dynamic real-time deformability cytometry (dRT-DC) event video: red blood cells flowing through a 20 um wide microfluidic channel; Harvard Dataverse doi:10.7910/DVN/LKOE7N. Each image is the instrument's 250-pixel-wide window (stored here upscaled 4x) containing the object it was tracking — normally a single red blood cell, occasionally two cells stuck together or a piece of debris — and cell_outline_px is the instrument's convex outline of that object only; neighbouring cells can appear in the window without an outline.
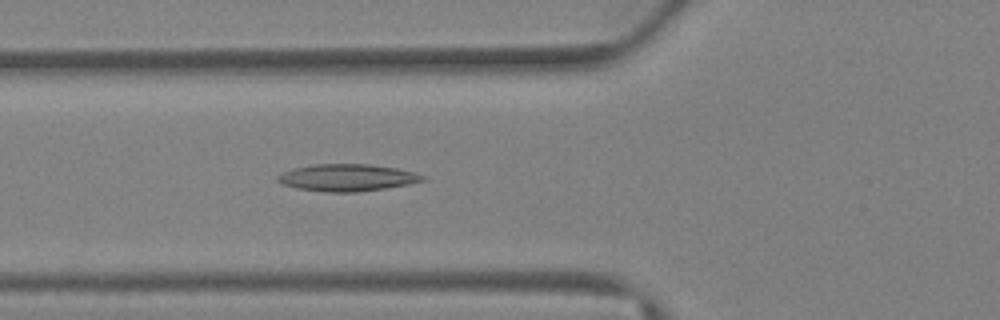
{"species": "Egyptian fruit bat (a non-hibernating species)", "species_latin": "Rousettus aegyptiacus", "temperature_condition": "warm", "stored_images_in_passage": 40, "camera_frame_rate_fps": 3000, "um_per_image_px": 0.085, "animal": {"sex": "female"}, "frame": {"image": 1, "passage_image": 15, "time_ms": 4.667, "image_size_px": [1000, 320], "cell_outline_px": [[424, 180], [408, 184], [384, 188], [356, 192], [328, 192], [296, 188], [284, 184], [276, 180], [276, 176], [292, 168], [312, 164], [368, 164], [396, 168], [416, 172], [424, 176]], "centroid_in_image_um": [29.48, 15.09], "position_along_channel_um": 96.3, "area_um2": 22.72}}
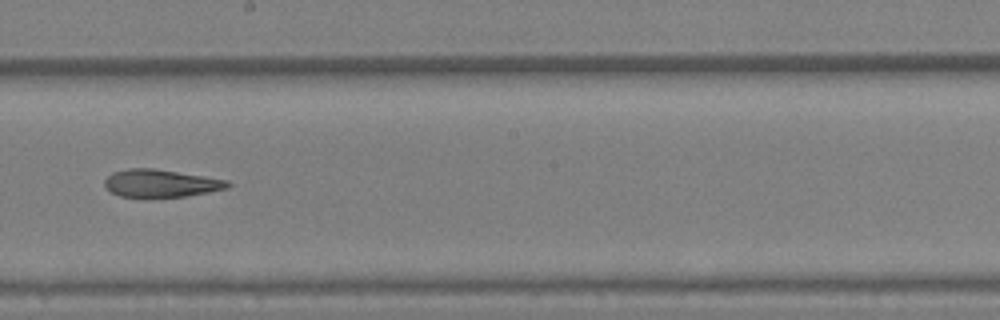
{"frame": {"image": 2, "passage_image": 23, "time_ms": 7.333, "image_size_px": [1000, 320], "cell_outline_px": [[232, 184], [228, 188], [208, 192], [184, 196], [152, 200], [144, 200], [120, 196], [104, 188], [104, 180], [112, 172], [128, 168], [152, 168], [228, 180]], "centroid_in_image_um": [13.6, 15.63], "position_along_channel_um": 234.6, "area_um2": 20.58}}
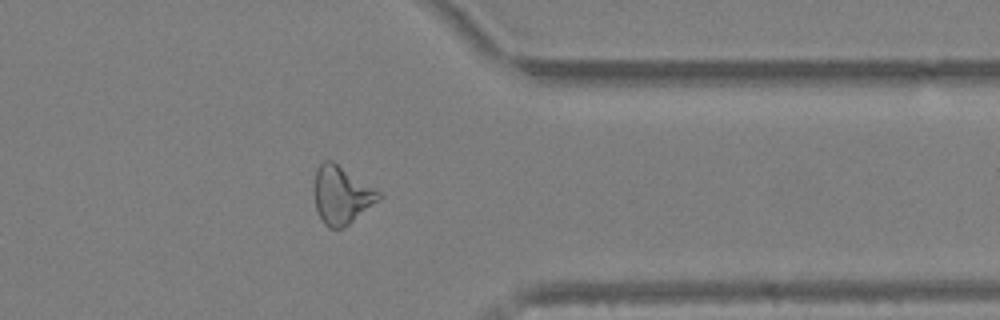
{"frame": {"image": 3, "passage_image": 32, "time_ms": 10.333, "image_size_px": [1000, 320], "cell_outline_px": [[380, 200], [344, 228], [328, 228], [324, 224], [316, 208], [316, 168], [324, 160], [332, 160], [380, 192]], "centroid_in_image_um": [29.05, 16.59], "position_along_channel_um": 382.4, "area_um2": 21.27}}